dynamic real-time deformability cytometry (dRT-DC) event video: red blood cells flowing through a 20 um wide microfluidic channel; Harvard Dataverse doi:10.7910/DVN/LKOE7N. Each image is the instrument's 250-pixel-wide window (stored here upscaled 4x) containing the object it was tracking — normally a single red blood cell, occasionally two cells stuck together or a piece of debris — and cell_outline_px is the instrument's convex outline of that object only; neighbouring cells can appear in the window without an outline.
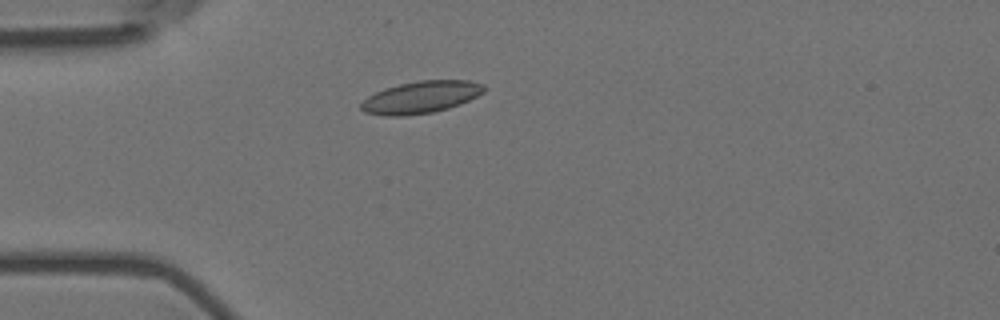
{"species": "Egyptian fruit bat (a non-hibernating species)", "species_latin": "Rousettus aegyptiacus", "temperature_condition": "room temperature", "stored_images_in_passage": 4, "camera_frame_rate_fps": 3000, "um_per_image_px": 0.085, "animal": {"sex": "female"}, "frame": {"image": 1, "passage_image": 3, "time_ms": 0.667, "image_size_px": [1000, 320], "cell_outline_px": [[488, 88], [484, 92], [460, 104], [448, 108], [432, 112], [404, 116], [384, 116], [364, 112], [360, 108], [360, 104], [368, 96], [384, 88], [400, 84], [420, 80], [468, 80], [484, 84]], "centroid_in_image_um": [35.78, 8.26], "position_along_channel_um": 49.2, "area_um2": 23.06}}